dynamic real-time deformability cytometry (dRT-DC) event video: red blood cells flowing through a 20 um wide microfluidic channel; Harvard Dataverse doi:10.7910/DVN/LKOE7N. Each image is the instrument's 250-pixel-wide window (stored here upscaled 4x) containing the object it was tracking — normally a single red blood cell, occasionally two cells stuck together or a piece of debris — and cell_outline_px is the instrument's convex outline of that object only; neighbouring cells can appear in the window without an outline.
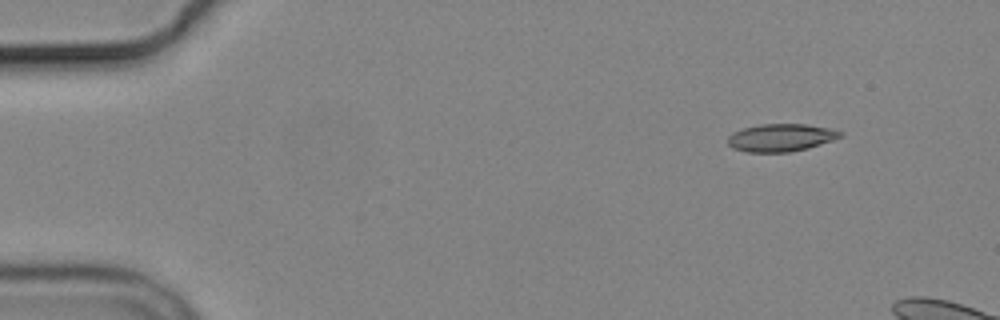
{"species": "common noctule bat (a hibernating species)", "species_latin": "Nyctalus noctula", "temperature_condition": "cold", "stored_images_in_passage": 5, "camera_frame_rate_fps": 3000, "um_per_image_px": 0.085, "animal": {"sex": "male", "body_mass_g": 19.2, "forearm_length_mm": 51.8}, "frame": {"image": 1, "passage_image": 1, "time_ms": 0.0, "image_size_px": [1000, 320], "cell_outline_px": [[844, 136], [808, 148], [788, 152], [748, 152], [732, 148], [728, 144], [728, 136], [732, 132], [744, 128], [760, 124], [808, 124], [832, 128], [844, 132]], "centroid_in_image_um": [66.4, 11.69], "position_along_channel_um": 18.6, "area_um2": 18.26}}
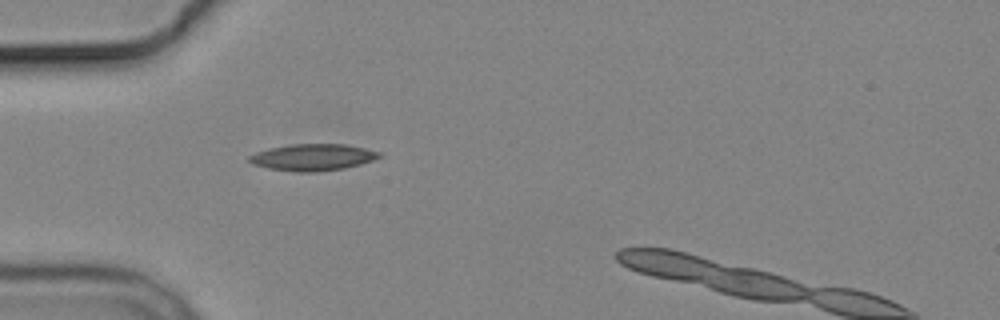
{"frame": {"image": 2, "passage_image": 4, "time_ms": 3.667, "image_size_px": [1000, 320], "cell_outline_px": [[384, 156], [360, 164], [344, 168], [316, 172], [300, 172], [268, 168], [252, 164], [248, 160], [248, 156], [256, 152], [268, 148], [292, 144], [344, 144], [364, 148], [380, 152]], "centroid_in_image_um": [26.57, 13.36], "position_along_channel_um": 58.4, "area_um2": 20.17}}